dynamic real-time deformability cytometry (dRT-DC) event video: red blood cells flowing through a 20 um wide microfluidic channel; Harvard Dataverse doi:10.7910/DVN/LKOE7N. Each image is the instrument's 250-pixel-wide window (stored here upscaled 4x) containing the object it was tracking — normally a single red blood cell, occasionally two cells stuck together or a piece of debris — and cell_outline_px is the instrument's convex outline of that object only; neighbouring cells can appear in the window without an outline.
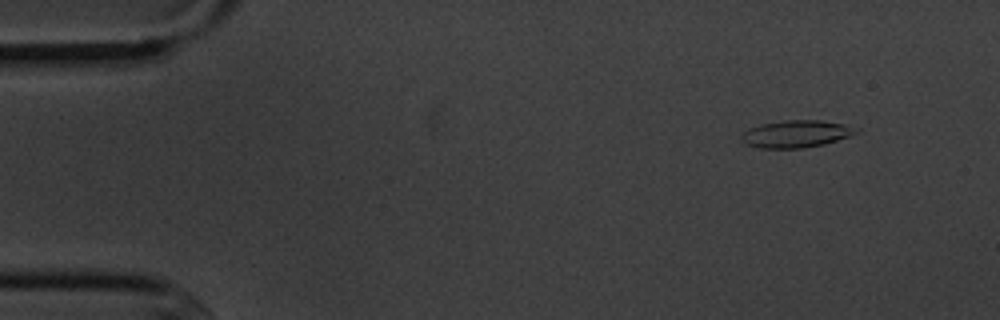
{"species": "common noctule bat (a hibernating species)", "species_latin": "Nyctalus noctula", "temperature_condition": "cold", "stored_images_in_passage": 5, "camera_frame_rate_fps": 3000, "um_per_image_px": 0.085, "animal": {"sex": "male", "body_mass_g": 20.1, "forearm_length_mm": 53.5}, "frame": {"image": 1, "passage_image": 2, "time_ms": 1.333, "image_size_px": [1000, 320], "cell_outline_px": [[860, 132], [824, 144], [800, 148], [760, 148], [744, 144], [740, 136], [748, 128], [760, 124], [784, 120], [820, 120], [844, 124], [860, 128]], "centroid_in_image_um": [67.66, 11.37], "position_along_channel_um": 17.3, "area_um2": 18.26}}
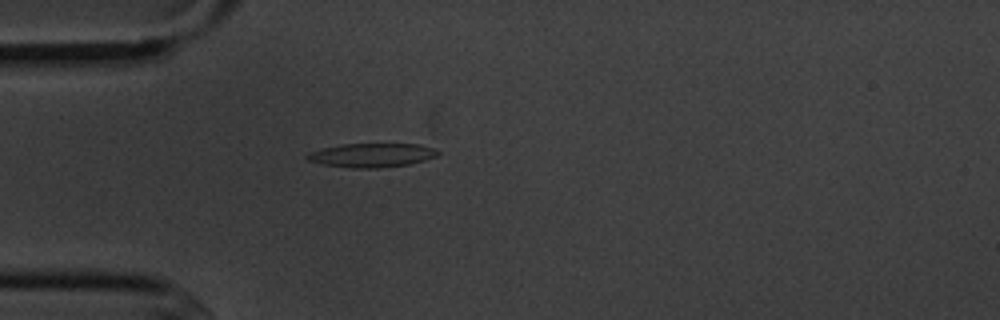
{"frame": {"image": 2, "passage_image": 5, "time_ms": 4.667, "image_size_px": [1000, 320], "cell_outline_px": [[440, 152], [436, 156], [424, 160], [408, 164], [376, 168], [352, 168], [324, 164], [308, 160], [304, 156], [308, 152], [340, 144], [420, 144], [432, 148]], "centroid_in_image_um": [31.57, 13.18], "position_along_channel_um": 53.4, "area_um2": 18.03}}